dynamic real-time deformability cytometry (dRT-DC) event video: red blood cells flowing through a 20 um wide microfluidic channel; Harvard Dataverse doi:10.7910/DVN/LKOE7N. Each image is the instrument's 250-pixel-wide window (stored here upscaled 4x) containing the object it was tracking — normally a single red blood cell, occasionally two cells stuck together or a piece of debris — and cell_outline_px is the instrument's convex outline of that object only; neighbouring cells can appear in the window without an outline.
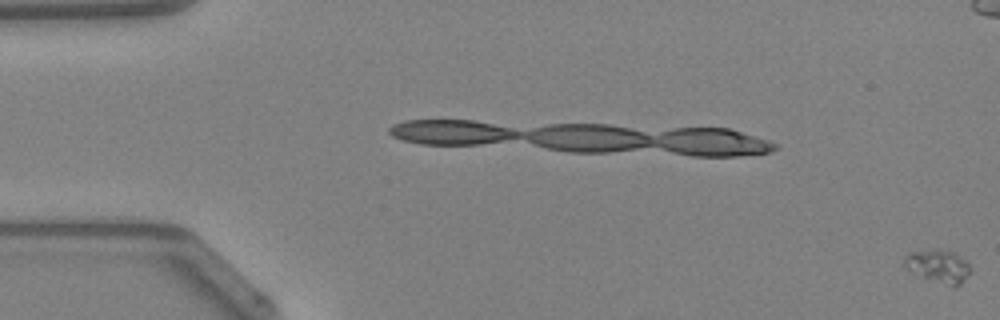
{"species": "Egyptian fruit bat (a non-hibernating species)", "species_latin": "Rousettus aegyptiacus", "temperature_condition": "warm", "stored_images_in_passage": 7, "camera_frame_rate_fps": 3000, "um_per_image_px": 0.085, "animal": {"sex": "female"}, "frame": {"image": 1, "passage_image": 7, "time_ms": 2.0, "image_size_px": [1000, 320], "cell_outline_px": [[968, 276], [960, 284], [952, 288], [920, 276], [904, 268], [900, 264], [904, 256], [908, 252], [928, 248], [940, 248], [956, 252], [968, 260]], "centroid_in_image_um": [79.69, 22.58], "position_along_channel_um": 5.3, "area_um2": 13.47}}